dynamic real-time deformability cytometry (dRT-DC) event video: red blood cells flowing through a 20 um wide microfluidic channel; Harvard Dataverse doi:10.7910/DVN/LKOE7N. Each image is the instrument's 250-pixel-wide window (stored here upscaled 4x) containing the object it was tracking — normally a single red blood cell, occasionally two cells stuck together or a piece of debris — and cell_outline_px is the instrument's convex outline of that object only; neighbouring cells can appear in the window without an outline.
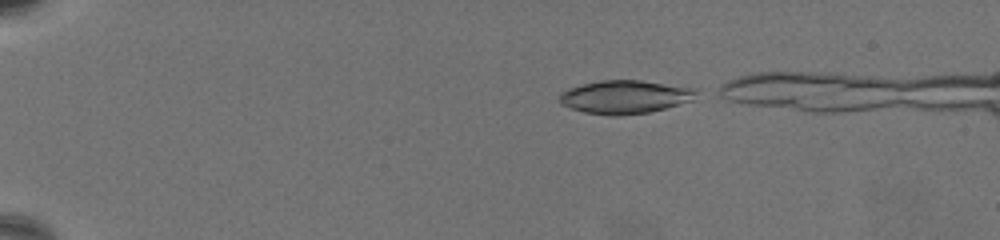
{"species": "common noctule bat (a hibernating species)", "species_latin": "Nyctalus noctula", "temperature_condition": "warm", "stored_images_in_passage": 48, "camera_frame_rate_fps": 3000, "um_per_image_px": 0.085, "animal": {"sex": "female", "body_mass_g": 19.5, "forearm_length_mm": 54.1}, "frame": {"image": 1, "passage_image": 2, "time_ms": 0.333, "image_size_px": [1000, 240], "cell_outline_px": [[700, 92], [692, 100], [664, 108], [648, 112], [620, 116], [612, 116], [584, 112], [560, 104], [556, 100], [560, 92], [568, 88], [600, 80], [640, 80], [692, 88]], "centroid_in_image_um": [53.06, 8.24], "position_along_channel_um": 31.9, "area_um2": 26.53}}
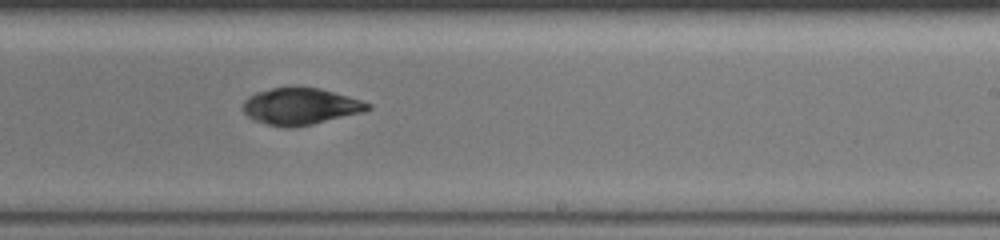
{"frame": {"image": 2, "passage_image": 32, "time_ms": 10.333, "image_size_px": [1000, 240], "cell_outline_px": [[372, 108], [364, 112], [312, 124], [292, 128], [284, 128], [252, 120], [244, 112], [244, 100], [248, 96], [256, 92], [272, 88], [320, 88], [348, 96], [372, 104]], "centroid_in_image_um": [25.55, 9.05], "position_along_channel_um": 263.5, "area_um2": 26.53}}
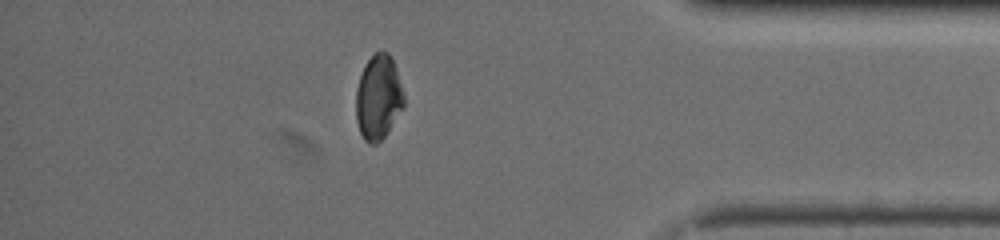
{"frame": {"image": 3, "passage_image": 47, "time_ms": 15.333, "image_size_px": [1000, 240], "cell_outline_px": [[404, 104], [384, 136], [376, 144], [368, 144], [364, 140], [360, 132], [356, 120], [356, 88], [364, 64], [376, 52], [388, 52], [392, 60], [404, 92]], "centroid_in_image_um": [32.13, 8.28], "position_along_channel_um": 403.1, "area_um2": 23.29}}